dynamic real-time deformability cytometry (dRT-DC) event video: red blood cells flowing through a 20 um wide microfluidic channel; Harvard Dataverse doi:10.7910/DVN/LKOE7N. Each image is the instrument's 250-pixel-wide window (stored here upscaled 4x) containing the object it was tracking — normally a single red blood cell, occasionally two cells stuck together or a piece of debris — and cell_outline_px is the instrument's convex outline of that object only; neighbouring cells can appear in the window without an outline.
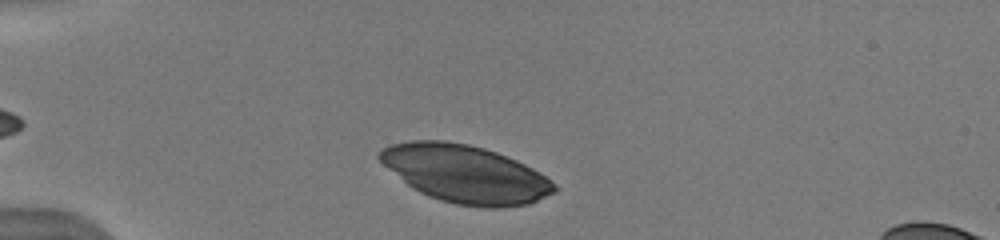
{"species": "human", "species_latin": "Homo sapiens", "temperature_condition": "warm", "stored_images_in_passage": 6, "camera_frame_rate_fps": 3000, "um_per_image_px": 0.085, "donor": {"sex": "male"}, "frame": {"image": 1, "passage_image": 2, "time_ms": 0.333, "image_size_px": [1000, 240], "cell_outline_px": [[556, 192], [528, 204], [496, 208], [484, 208], [456, 204], [440, 200], [420, 192], [412, 188], [384, 164], [376, 156], [376, 152], [380, 148], [392, 144], [408, 140], [444, 140], [468, 144], [484, 148], [496, 152], [516, 160], [532, 168], [556, 184]], "centroid_in_image_um": [39.53, 14.77], "position_along_channel_um": 45.5, "area_um2": 58.55}}